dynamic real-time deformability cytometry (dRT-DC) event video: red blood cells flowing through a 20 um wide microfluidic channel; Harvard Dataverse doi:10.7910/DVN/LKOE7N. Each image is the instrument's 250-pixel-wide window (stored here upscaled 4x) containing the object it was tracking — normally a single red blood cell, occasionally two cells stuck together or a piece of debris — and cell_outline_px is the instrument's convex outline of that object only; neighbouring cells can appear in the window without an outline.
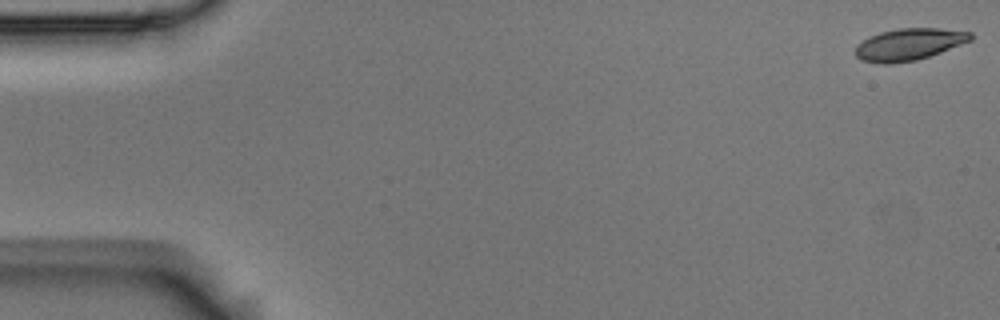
{"species": "Egyptian fruit bat (a non-hibernating species)", "species_latin": "Rousettus aegyptiacus", "temperature_condition": "room temperature", "stored_images_in_passage": 8, "camera_frame_rate_fps": 3000, "um_per_image_px": 0.085, "animal": {"sex": "male"}, "frame": {"image": 1, "passage_image": 1, "time_ms": 0.0, "image_size_px": [1000, 320], "cell_outline_px": [[972, 40], [940, 52], [916, 60], [888, 64], [880, 64], [860, 60], [856, 56], [856, 44], [880, 32], [896, 28], [940, 28], [972, 32]], "centroid_in_image_um": [77.25, 3.77], "position_along_channel_um": 7.7, "area_um2": 21.33}}
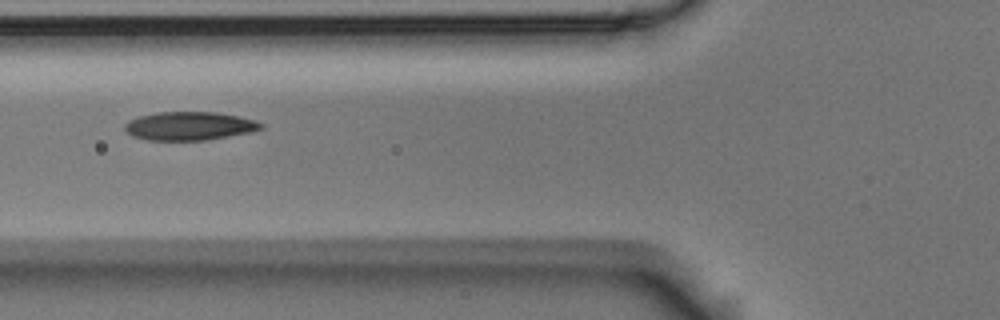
{"frame": {"image": 2, "passage_image": 7, "time_ms": 2.0, "image_size_px": [1000, 320], "cell_outline_px": [[264, 128], [252, 132], [208, 140], [148, 140], [132, 136], [124, 128], [124, 124], [128, 120], [140, 116], [156, 112], [216, 112], [240, 116], [256, 120], [264, 124]], "centroid_in_image_um": [16.14, 10.71], "position_along_channel_um": 109.7, "area_um2": 22.83}}
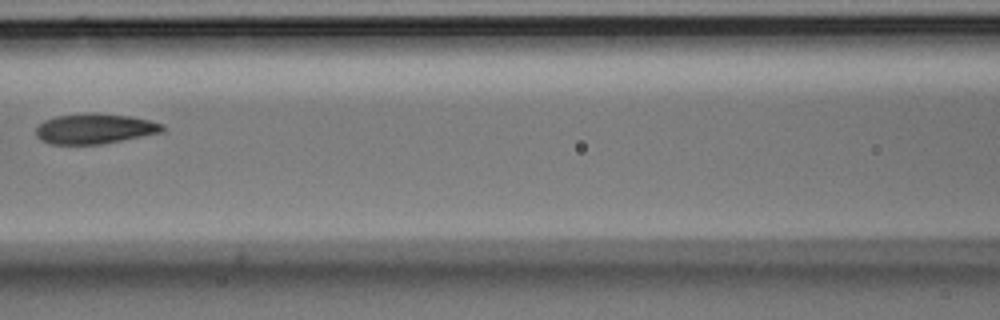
{"frame": {"image": 3, "passage_image": 8, "time_ms": 2.333, "image_size_px": [1000, 320], "cell_outline_px": [[164, 128], [160, 132], [100, 144], [52, 144], [40, 140], [36, 136], [36, 128], [44, 120], [56, 116], [84, 112], [92, 112], [132, 116], [164, 124]], "centroid_in_image_um": [8.0, 10.92], "position_along_channel_um": 158.6, "area_um2": 22.2}}